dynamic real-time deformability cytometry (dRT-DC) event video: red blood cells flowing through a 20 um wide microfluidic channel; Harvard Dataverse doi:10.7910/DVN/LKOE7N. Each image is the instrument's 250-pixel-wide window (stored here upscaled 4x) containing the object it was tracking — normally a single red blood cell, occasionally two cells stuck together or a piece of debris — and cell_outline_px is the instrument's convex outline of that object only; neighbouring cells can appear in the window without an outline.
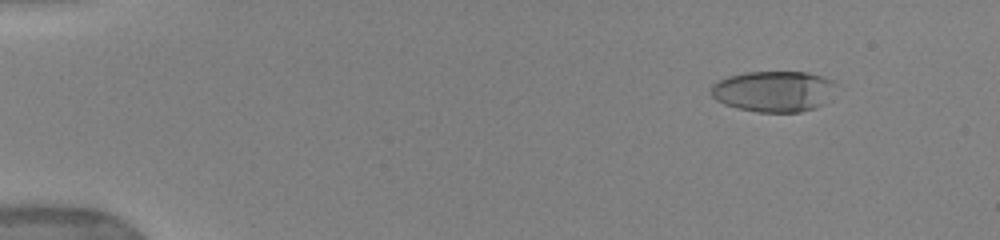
{"species": "human", "species_latin": "Homo sapiens", "temperature_condition": "warm", "stored_images_in_passage": 52, "camera_frame_rate_fps": 3000, "um_per_image_px": 0.085, "donor": {"sex": "female"}, "frame": {"image": 1, "passage_image": 6, "time_ms": 1.667, "image_size_px": [1000, 240], "cell_outline_px": [[836, 84], [820, 104], [816, 108], [800, 112], [756, 112], [736, 108], [724, 104], [716, 100], [712, 96], [712, 84], [728, 76], [748, 72], [808, 72], [836, 80]], "centroid_in_image_um": [65.72, 7.76], "position_along_channel_um": 19.3, "area_um2": 29.54}}
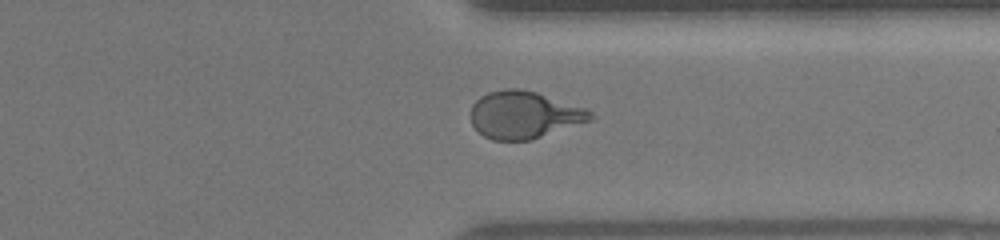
{"frame": {"image": 2, "passage_image": 41, "time_ms": 13.333, "image_size_px": [1000, 240], "cell_outline_px": [[596, 116], [592, 120], [532, 140], [492, 140], [484, 136], [472, 124], [472, 104], [480, 96], [488, 92], [504, 88], [516, 88], [536, 92], [588, 108]], "centroid_in_image_um": [44.59, 9.76], "position_along_channel_um": 366.8, "area_um2": 33.18}}
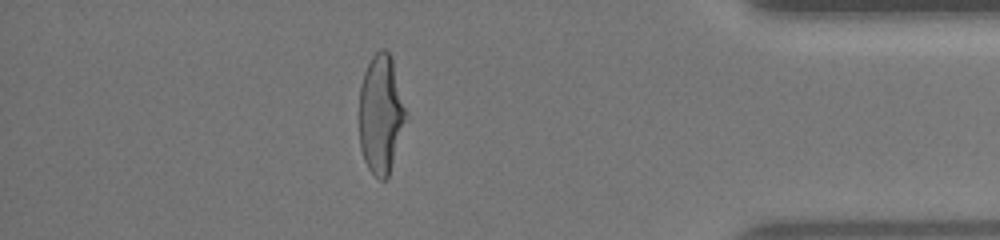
{"frame": {"image": 3, "passage_image": 46, "time_ms": 15.0, "image_size_px": [1000, 240], "cell_outline_px": [[404, 120], [388, 176], [384, 180], [380, 180], [368, 168], [364, 160], [360, 148], [360, 84], [364, 72], [372, 56], [380, 48], [384, 48], [388, 52], [392, 60], [404, 108]], "centroid_in_image_um": [32.32, 9.69], "position_along_channel_um": 402.9, "area_um2": 31.04}, "authors_computed_cell_mechanics": {"area_um2": 32.4836, "velocity_mm_per_s": 3.9703, "shape_relaxation_time_tau1_ms": 4.8485, "shape_relaxation_time_tau2_ms": 0.8711, "deformation_change_tau1": 0.241, "deformation_change_tau2": 0.0829}}